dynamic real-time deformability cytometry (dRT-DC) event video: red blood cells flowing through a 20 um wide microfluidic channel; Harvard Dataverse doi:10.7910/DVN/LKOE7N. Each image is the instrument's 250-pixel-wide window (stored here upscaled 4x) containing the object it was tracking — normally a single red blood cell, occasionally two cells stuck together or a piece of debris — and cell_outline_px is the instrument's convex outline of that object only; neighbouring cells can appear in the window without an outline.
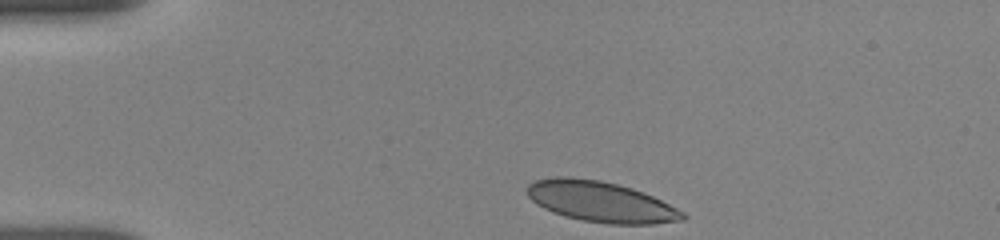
{"species": "human", "species_latin": "Homo sapiens", "temperature_condition": "room temperature", "stored_images_in_passage": 48, "camera_frame_rate_fps": 3000, "um_per_image_px": 0.085, "donor": {"sex": "female"}, "frame": {"image": 1, "passage_image": 1, "time_ms": 0.0, "image_size_px": [1000, 240], "cell_outline_px": [[688, 216], [684, 220], [652, 224], [608, 224], [580, 220], [564, 216], [552, 212], [536, 204], [528, 196], [528, 184], [536, 180], [556, 176], [568, 176], [600, 180], [632, 188], [652, 196], [684, 212]], "centroid_in_image_um": [51.05, 17.15], "position_along_channel_um": 33.9, "area_um2": 36.82}}
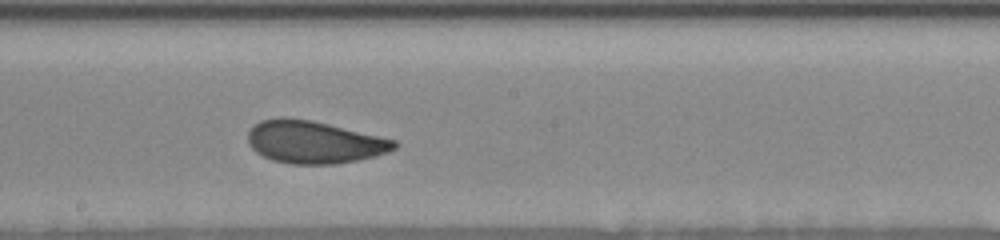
{"frame": {"image": 2, "passage_image": 27, "time_ms": 6.333, "image_size_px": [1000, 240], "cell_outline_px": [[400, 144], [396, 148], [388, 152], [356, 160], [332, 164], [288, 164], [272, 160], [256, 152], [248, 144], [248, 132], [260, 120], [280, 116], [312, 120], [396, 140]], "centroid_in_image_um": [26.68, 12.07], "position_along_channel_um": 221.5, "area_um2": 36.24}}
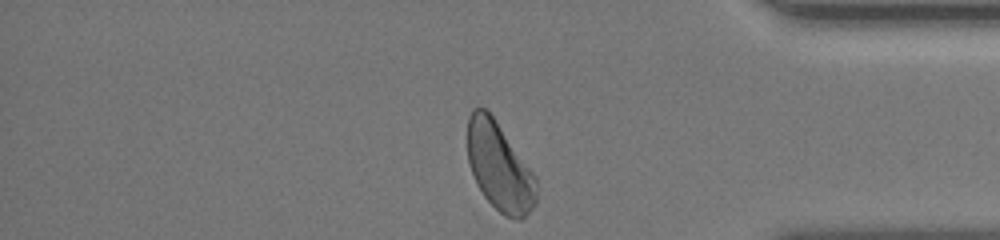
{"frame": {"image": 3, "passage_image": 48, "time_ms": 11.333, "image_size_px": [1000, 240], "cell_outline_px": [[536, 204], [520, 220], [516, 220], [504, 216], [484, 196], [472, 172], [468, 160], [468, 116], [472, 108], [484, 108], [492, 116], [536, 176]], "centroid_in_image_um": [42.46, 14.19], "position_along_channel_um": 392.7, "area_um2": 34.8}, "authors_computed_cell_mechanics": {"area_um2": 36.0961, "velocity_mm_per_s": 3.7842, "shape_relaxation_time_tau1_ms": 2.9317, "shape_relaxation_time_tau2_ms": 0.8197, "deformation_change_tau1": 0.1072, "deformation_change_tau2": 0.054}}